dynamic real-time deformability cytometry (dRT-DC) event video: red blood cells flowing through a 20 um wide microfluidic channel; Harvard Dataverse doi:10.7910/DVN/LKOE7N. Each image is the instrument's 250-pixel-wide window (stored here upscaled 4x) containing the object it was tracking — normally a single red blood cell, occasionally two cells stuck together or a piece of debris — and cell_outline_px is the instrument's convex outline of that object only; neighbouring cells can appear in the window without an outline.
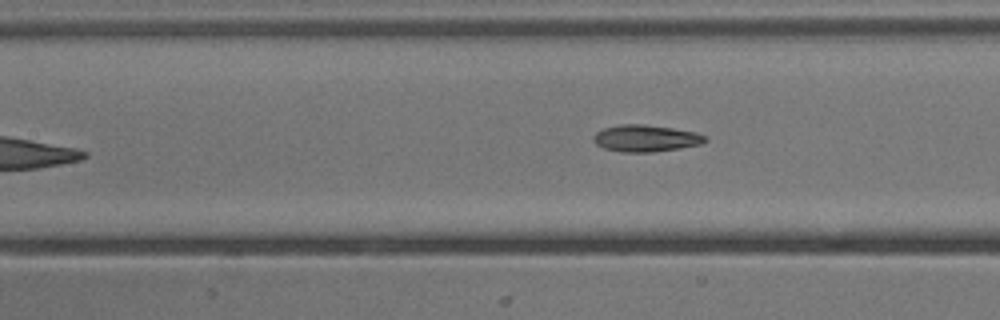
{"species": "common noctule bat (a hibernating species)", "species_latin": "Nyctalus noctula", "temperature_condition": "cold", "stored_images_in_passage": 5, "camera_frame_rate_fps": 3000, "um_per_image_px": 0.085, "animal": {"sex": "male", "body_mass_g": 13.3}, "frame": {"image": 1, "passage_image": 5, "time_ms": 4.667, "image_size_px": [1000, 320], "cell_outline_px": [[708, 140], [700, 144], [680, 148], [652, 152], [620, 152], [604, 148], [596, 144], [592, 140], [592, 136], [596, 132], [604, 128], [620, 124], [644, 124], [672, 128], [696, 132], [704, 136]], "centroid_in_image_um": [54.85, 11.75], "position_along_channel_um": 152.6, "area_um2": 17.46}}